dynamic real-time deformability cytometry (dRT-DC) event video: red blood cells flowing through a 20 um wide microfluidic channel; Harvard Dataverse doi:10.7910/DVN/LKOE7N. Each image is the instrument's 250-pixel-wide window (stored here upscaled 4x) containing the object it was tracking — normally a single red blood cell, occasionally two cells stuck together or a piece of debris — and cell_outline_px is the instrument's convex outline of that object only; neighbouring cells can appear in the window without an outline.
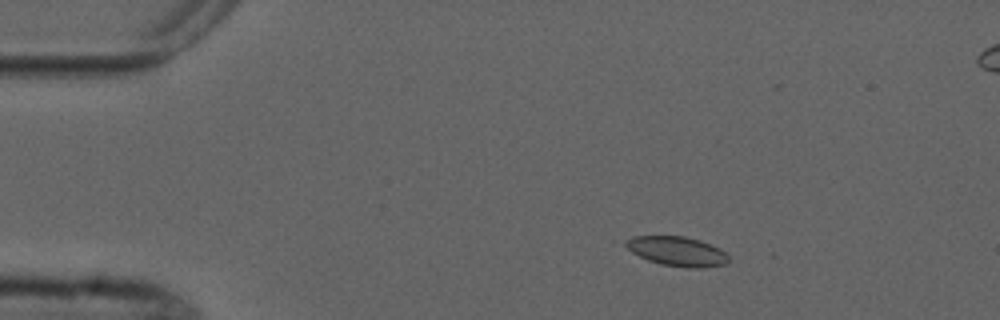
{"species": "common noctule bat (a hibernating species)", "species_latin": "Nyctalus noctula", "temperature_condition": "cold", "stored_images_in_passage": 4, "segment_of_instrument_passage": [1, 2], "camera_frame_rate_fps": 3000, "um_per_image_px": 0.085, "animal": {"sex": "male", "forearm_length_mm": 52.5}, "frame": {"image": 1, "passage_image": 1, "time_ms": 0.0, "image_size_px": [1000, 320], "cell_outline_px": [[728, 264], [704, 268], [688, 268], [660, 264], [648, 260], [632, 252], [620, 244], [624, 240], [632, 236], [684, 236], [700, 240], [720, 248], [728, 256]], "centroid_in_image_um": [57.52, 21.36], "position_along_channel_um": 27.5, "area_um2": 17.98}}